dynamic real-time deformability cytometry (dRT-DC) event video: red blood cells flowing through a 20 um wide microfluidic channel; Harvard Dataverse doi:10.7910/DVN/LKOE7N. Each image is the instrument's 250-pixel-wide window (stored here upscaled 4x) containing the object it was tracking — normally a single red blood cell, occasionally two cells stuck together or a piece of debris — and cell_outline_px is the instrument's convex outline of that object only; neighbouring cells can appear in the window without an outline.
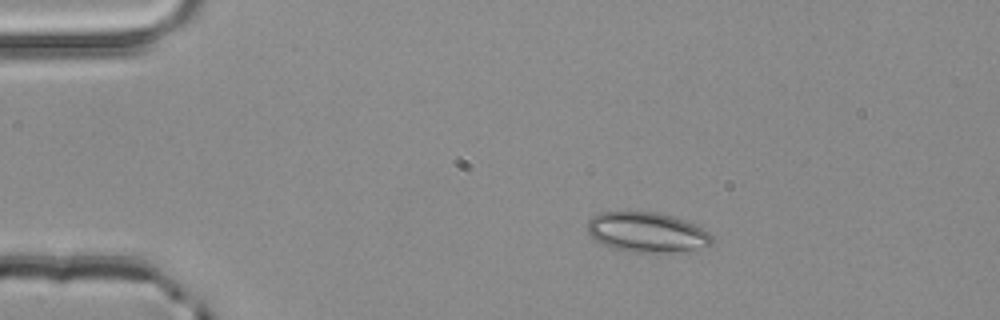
{"species": "common noctule bat (a hibernating species)", "species_latin": "Nyctalus noctula", "temperature_condition": "room temperature", "stored_images_in_passage": 2, "camera_frame_rate_fps": 3000, "um_per_image_px": 0.085, "animal": {"sex": "male", "body_mass_g": 20.4}, "frame": {"image": 1, "passage_image": 1, "time_ms": 0.0, "image_size_px": [1000, 320], "cell_outline_px": [[716, 240], [712, 244], [672, 252], [632, 252], [612, 248], [600, 244], [588, 232], [588, 220], [592, 216], [600, 212], [660, 212], [684, 220], [708, 232]], "centroid_in_image_um": [54.95, 19.73], "position_along_channel_um": 30.1, "area_um2": 28.73}}